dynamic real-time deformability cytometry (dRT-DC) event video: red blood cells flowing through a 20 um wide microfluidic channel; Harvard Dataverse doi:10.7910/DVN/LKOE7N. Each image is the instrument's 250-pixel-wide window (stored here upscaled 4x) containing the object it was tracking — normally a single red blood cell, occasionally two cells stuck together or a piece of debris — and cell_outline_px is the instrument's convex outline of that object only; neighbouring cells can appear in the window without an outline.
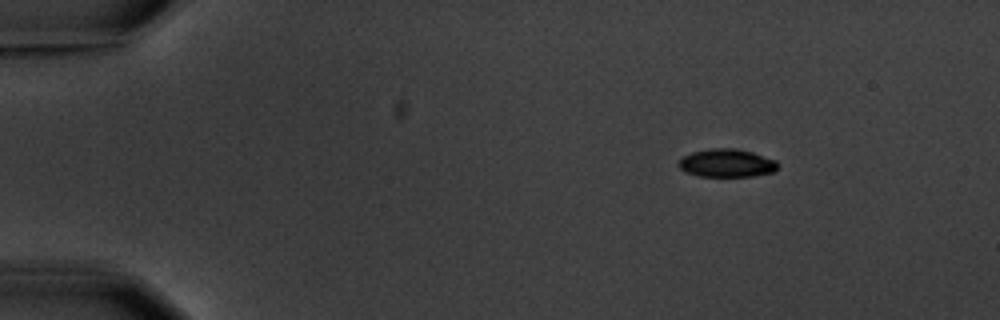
{"species": "common noctule bat (a hibernating species)", "species_latin": "Nyctalus noctula", "temperature_condition": "warm", "stored_images_in_passage": 9, "camera_frame_rate_fps": 3000, "um_per_image_px": 0.085, "animal": {"sex": "male", "body_mass_g": 20.1, "forearm_length_mm": 53.5}, "frame": {"image": 1, "passage_image": 1, "time_ms": 0.0, "image_size_px": [1000, 320], "cell_outline_px": [[780, 164], [772, 172], [752, 176], [700, 176], [684, 172], [676, 164], [684, 156], [692, 152], [712, 148], [736, 148], [752, 152], [776, 160]], "centroid_in_image_um": [61.76, 13.86], "position_along_channel_um": 23.2, "area_um2": 16.24}}
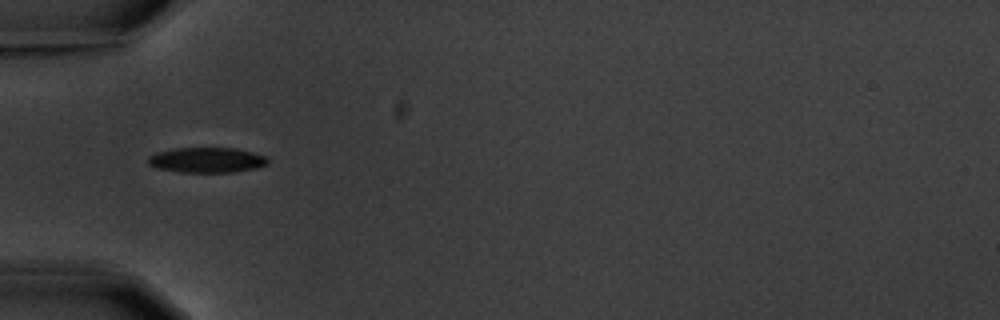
{"frame": {"image": 2, "passage_image": 4, "time_ms": 3.667, "image_size_px": [1000, 320], "cell_outline_px": [[268, 164], [256, 168], [232, 172], [180, 172], [156, 168], [148, 164], [148, 156], [156, 152], [176, 148], [236, 148], [268, 156]], "centroid_in_image_um": [17.58, 13.6], "position_along_channel_um": 67.4, "area_um2": 17.69}}